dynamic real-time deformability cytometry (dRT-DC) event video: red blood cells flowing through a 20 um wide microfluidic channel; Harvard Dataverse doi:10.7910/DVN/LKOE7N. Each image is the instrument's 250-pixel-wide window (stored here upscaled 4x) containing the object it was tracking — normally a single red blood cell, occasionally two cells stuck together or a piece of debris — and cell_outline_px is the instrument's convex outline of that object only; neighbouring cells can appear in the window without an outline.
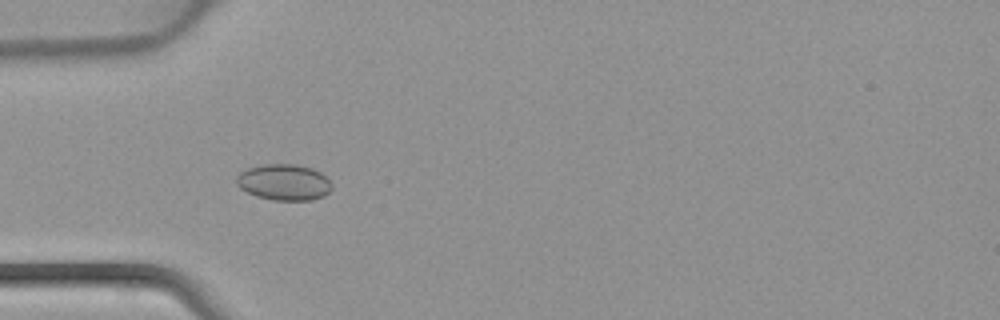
{"species": "common noctule bat (a hibernating species)", "species_latin": "Nyctalus noctula", "temperature_condition": "warm", "stored_images_in_passage": 37, "camera_frame_rate_fps": 3000, "um_per_image_px": 0.085, "animal": {"sex": "female", "body_mass_g": 22.7, "forearm_length_mm": 54.2}, "frame": {"image": 1, "passage_image": 6, "time_ms": 1.667, "image_size_px": [1000, 320], "cell_outline_px": [[332, 188], [324, 196], [312, 200], [272, 200], [256, 196], [240, 188], [236, 184], [236, 176], [240, 172], [248, 168], [264, 164], [296, 164], [312, 168], [320, 172], [332, 184]], "centroid_in_image_um": [24.13, 15.49], "position_along_channel_um": 60.9, "area_um2": 20.11}}
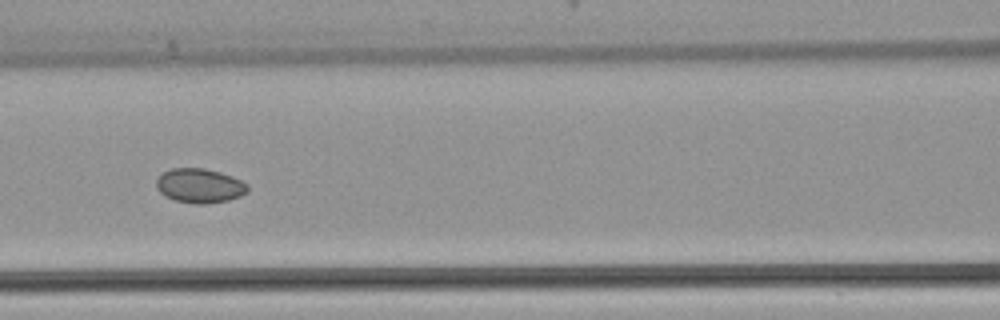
{"frame": {"image": 2, "passage_image": 12, "time_ms": 3.667, "image_size_px": [1000, 320], "cell_outline_px": [[248, 192], [240, 196], [228, 200], [204, 204], [196, 204], [176, 200], [160, 192], [156, 188], [156, 180], [164, 172], [172, 168], [204, 168], [220, 172], [232, 176], [248, 184]], "centroid_in_image_um": [16.99, 15.78], "position_along_channel_um": 149.6, "area_um2": 18.15}}
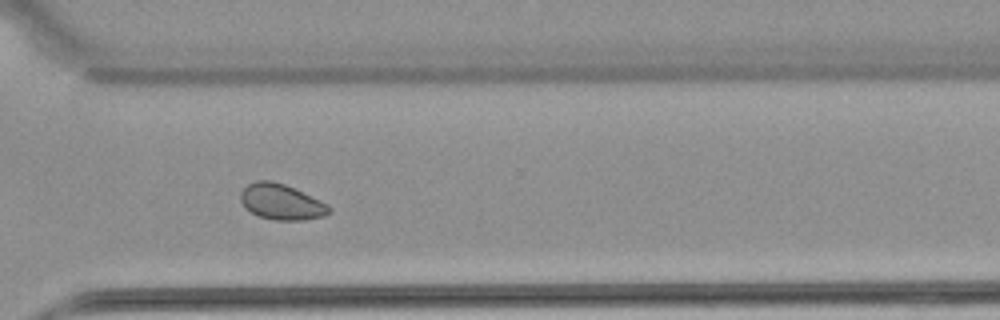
{"frame": {"image": 3, "passage_image": 25, "time_ms": 8.0, "image_size_px": [1000, 320], "cell_outline_px": [[332, 212], [324, 216], [304, 220], [272, 220], [256, 216], [244, 208], [240, 200], [240, 192], [248, 184], [256, 180], [272, 180], [284, 184], [328, 204], [332, 208]], "centroid_in_image_um": [23.89, 17.18], "position_along_channel_um": 346.7, "area_um2": 18.61}}